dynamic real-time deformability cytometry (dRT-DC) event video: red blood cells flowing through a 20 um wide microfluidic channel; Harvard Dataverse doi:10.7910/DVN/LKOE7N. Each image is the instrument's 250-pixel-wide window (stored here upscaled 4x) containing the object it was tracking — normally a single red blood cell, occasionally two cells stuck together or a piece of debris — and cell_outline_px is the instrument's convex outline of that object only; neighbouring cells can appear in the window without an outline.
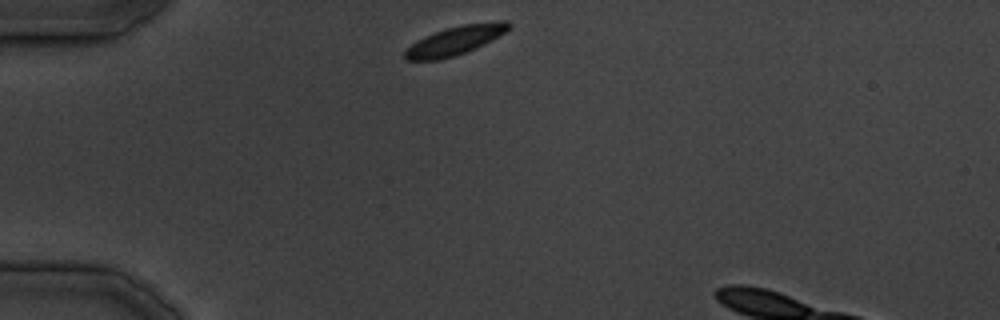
{"species": "common noctule bat (a hibernating species)", "species_latin": "Nyctalus noctula", "temperature_condition": "cold", "stored_images_in_passage": 27, "camera_frame_rate_fps": 3000, "um_per_image_px": 0.085, "animal": {"sex": "male", "body_mass_g": 19.5, "forearm_length_mm": 54.6}, "frame": {"image": 1, "passage_image": 1, "time_ms": 0.0, "image_size_px": [1000, 320], "cell_outline_px": [[512, 24], [504, 32], [492, 40], [476, 48], [440, 60], [404, 60], [404, 48], [416, 40], [424, 36], [444, 28], [464, 24], [500, 20], [508, 20]], "centroid_in_image_um": [38.64, 3.43], "position_along_channel_um": 46.4, "area_um2": 17.57}}
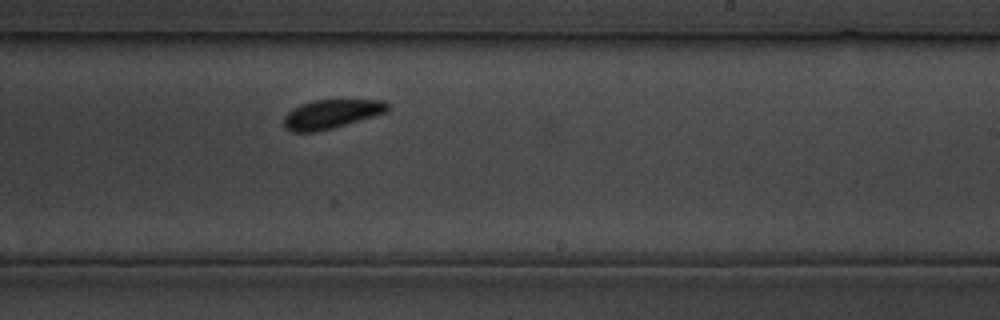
{"frame": {"image": 2, "passage_image": 15, "time_ms": 17.0, "image_size_px": [1000, 320], "cell_outline_px": [[388, 112], [332, 128], [312, 132], [292, 132], [284, 128], [284, 116], [292, 108], [300, 104], [312, 100], [384, 100], [388, 104]], "centroid_in_image_um": [28.13, 9.69], "position_along_channel_um": 260.9, "area_um2": 17.51}}
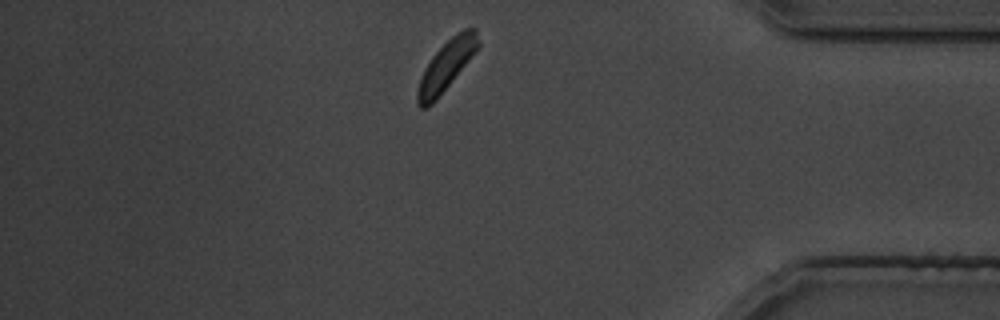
{"frame": {"image": 3, "passage_image": 24, "time_ms": 28.333, "image_size_px": [1000, 320], "cell_outline_px": [[480, 48], [436, 100], [428, 108], [420, 108], [416, 104], [416, 92], [420, 80], [432, 56], [456, 32], [464, 28], [476, 28], [480, 40]], "centroid_in_image_um": [37.97, 5.57], "position_along_channel_um": 397.2, "area_um2": 17.69}}